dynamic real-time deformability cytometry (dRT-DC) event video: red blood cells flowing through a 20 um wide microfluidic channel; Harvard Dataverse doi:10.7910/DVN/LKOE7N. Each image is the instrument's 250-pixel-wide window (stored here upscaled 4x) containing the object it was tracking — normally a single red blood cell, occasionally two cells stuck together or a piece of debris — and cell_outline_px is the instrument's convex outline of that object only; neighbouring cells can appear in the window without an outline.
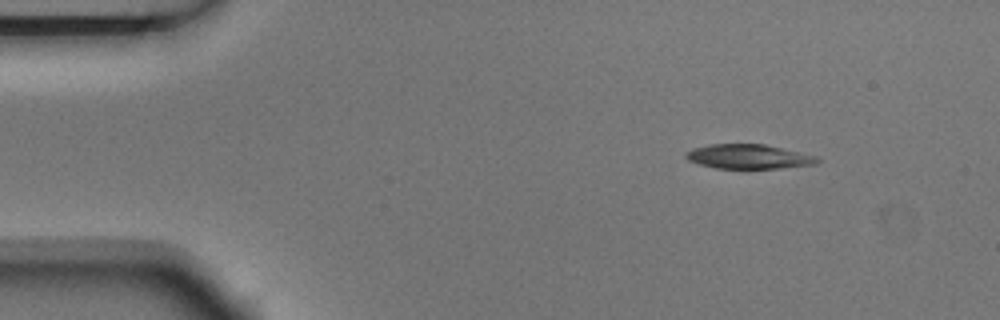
{"species": "Egyptian fruit bat (a non-hibernating species)", "species_latin": "Rousettus aegyptiacus", "temperature_condition": "room temperature", "stored_images_in_passage": 3, "camera_frame_rate_fps": 3000, "um_per_image_px": 0.085, "animal": {"sex": "male"}, "frame": {"image": 1, "passage_image": 1, "time_ms": 0.0, "image_size_px": [1000, 320], "cell_outline_px": [[820, 160], [816, 164], [780, 168], [716, 168], [700, 164], [688, 160], [684, 156], [684, 152], [692, 148], [708, 144], [764, 144], [816, 156]], "centroid_in_image_um": [63.58, 13.3], "position_along_channel_um": 21.4, "area_um2": 18.61}}